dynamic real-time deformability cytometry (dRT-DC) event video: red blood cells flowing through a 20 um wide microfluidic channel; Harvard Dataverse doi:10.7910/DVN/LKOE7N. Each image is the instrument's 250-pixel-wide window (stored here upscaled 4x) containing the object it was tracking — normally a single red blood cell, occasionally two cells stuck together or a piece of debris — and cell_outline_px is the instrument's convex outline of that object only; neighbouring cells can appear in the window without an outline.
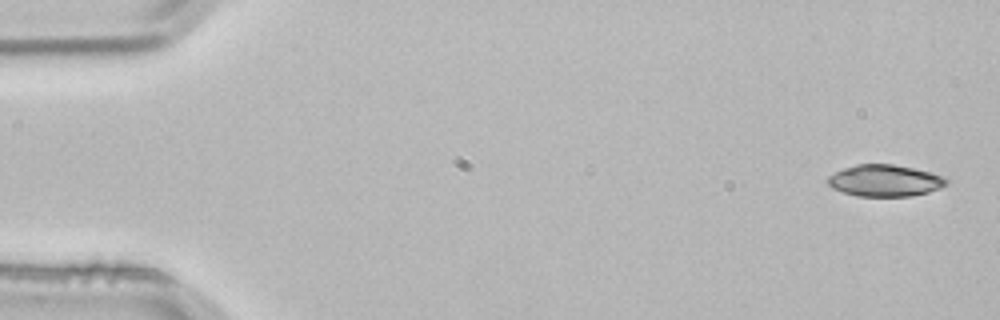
{"species": "common noctule bat (a hibernating species)", "species_latin": "Nyctalus noctula", "temperature_condition": "room temperature", "stored_images_in_passage": 4, "camera_frame_rate_fps": 3000, "um_per_image_px": 0.085, "animal": {"sex": "male", "body_mass_g": 21.5, "forearm_length_mm": 52.0}, "frame": {"image": 1, "passage_image": 1, "time_ms": 0.0, "image_size_px": [1000, 320], "cell_outline_px": [[948, 184], [940, 188], [928, 192], [912, 196], [856, 196], [832, 188], [828, 184], [828, 176], [844, 168], [856, 164], [892, 164], [912, 168], [944, 176], [948, 180]], "centroid_in_image_um": [75.22, 15.35], "position_along_channel_um": 9.8, "area_um2": 21.79}}
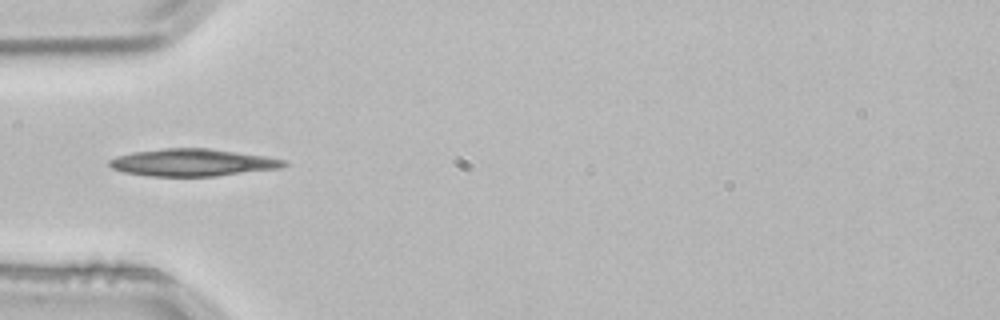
{"frame": {"image": 2, "passage_image": 4, "time_ms": 1.0, "image_size_px": [1000, 320], "cell_outline_px": [[288, 164], [284, 168], [216, 176], [148, 176], [124, 172], [112, 168], [108, 164], [108, 160], [116, 156], [132, 152], [164, 148], [208, 148], [264, 156], [288, 160]], "centroid_in_image_um": [16.39, 13.82], "position_along_channel_um": 68.6, "area_um2": 27.92}}